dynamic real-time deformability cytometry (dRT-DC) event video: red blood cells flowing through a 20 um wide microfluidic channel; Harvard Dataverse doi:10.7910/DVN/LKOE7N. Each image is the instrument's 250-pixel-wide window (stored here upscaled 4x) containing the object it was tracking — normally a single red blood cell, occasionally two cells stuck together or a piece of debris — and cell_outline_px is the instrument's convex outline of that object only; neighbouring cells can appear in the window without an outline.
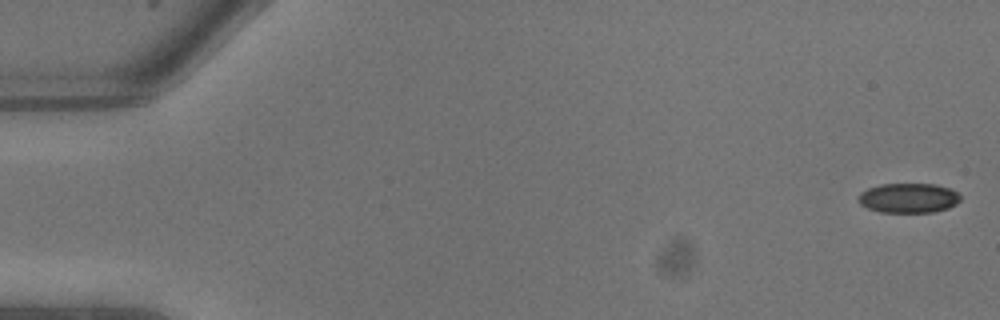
{"species": "common noctule bat (a hibernating species)", "species_latin": "Nyctalus noctula", "temperature_condition": "warm", "stored_images_in_passage": 8, "camera_frame_rate_fps": 3000, "um_per_image_px": 0.085, "animal": {"sex": "male", "body_mass_g": 13.3}, "frame": {"image": 1, "passage_image": 1, "time_ms": 0.0, "image_size_px": [1000, 320], "cell_outline_px": [[960, 200], [956, 204], [948, 208], [932, 212], [880, 212], [868, 208], [860, 204], [856, 200], [860, 192], [868, 188], [880, 184], [936, 184], [952, 188], [960, 196]], "centroid_in_image_um": [77.21, 16.82], "position_along_channel_um": 7.8, "area_um2": 17.8}}
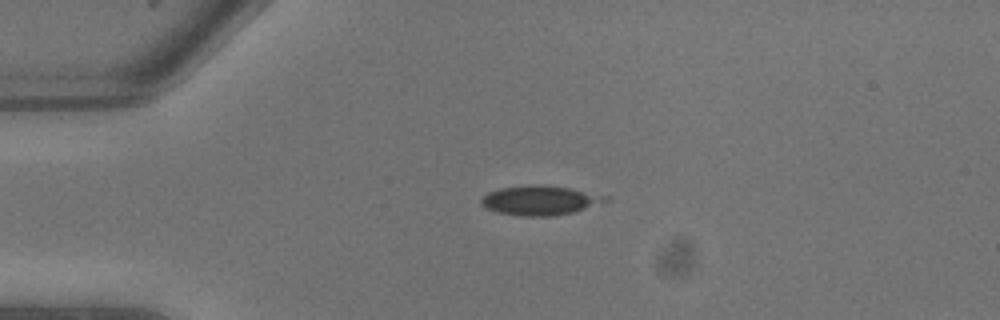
{"frame": {"image": 2, "passage_image": 6, "time_ms": 1.667, "image_size_px": [1000, 320], "cell_outline_px": [[612, 200], [572, 212], [552, 216], [520, 216], [496, 212], [484, 208], [480, 204], [480, 200], [488, 192], [500, 188], [528, 184], [544, 184], [572, 188], [608, 196]], "centroid_in_image_um": [45.89, 17.02], "position_along_channel_um": 39.1, "area_um2": 21.68}}